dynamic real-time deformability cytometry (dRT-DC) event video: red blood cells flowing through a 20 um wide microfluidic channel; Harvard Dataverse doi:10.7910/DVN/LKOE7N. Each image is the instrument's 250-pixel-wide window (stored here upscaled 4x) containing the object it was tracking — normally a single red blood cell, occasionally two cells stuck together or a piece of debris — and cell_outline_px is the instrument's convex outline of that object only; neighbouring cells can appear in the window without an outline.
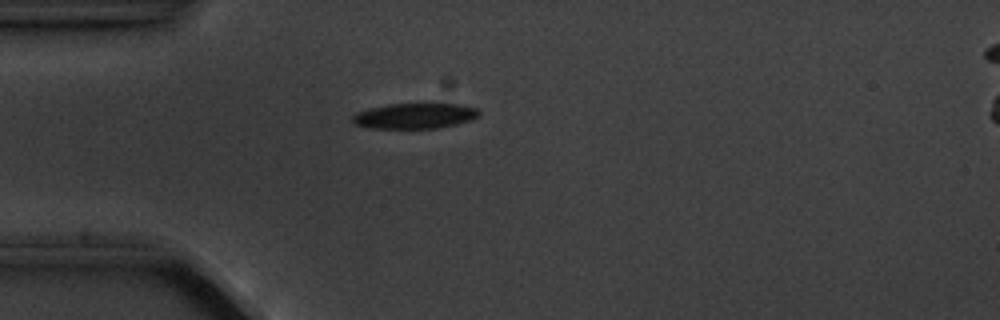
{"species": "common noctule bat (a hibernating species)", "species_latin": "Nyctalus noctula", "temperature_condition": "cold", "stored_images_in_passage": 4, "camera_frame_rate_fps": 3000, "um_per_image_px": 0.085, "animal": {"sex": "male", "body_mass_g": 20.1, "forearm_length_mm": 53.5}, "frame": {"image": 1, "passage_image": 1, "time_ms": 0.0, "image_size_px": [1000, 320], "cell_outline_px": [[480, 116], [472, 120], [440, 128], [372, 128], [352, 124], [352, 116], [356, 112], [368, 108], [388, 104], [460, 104], [476, 108], [480, 112]], "centroid_in_image_um": [35.25, 9.85], "position_along_channel_um": 49.8, "area_um2": 18.9}}